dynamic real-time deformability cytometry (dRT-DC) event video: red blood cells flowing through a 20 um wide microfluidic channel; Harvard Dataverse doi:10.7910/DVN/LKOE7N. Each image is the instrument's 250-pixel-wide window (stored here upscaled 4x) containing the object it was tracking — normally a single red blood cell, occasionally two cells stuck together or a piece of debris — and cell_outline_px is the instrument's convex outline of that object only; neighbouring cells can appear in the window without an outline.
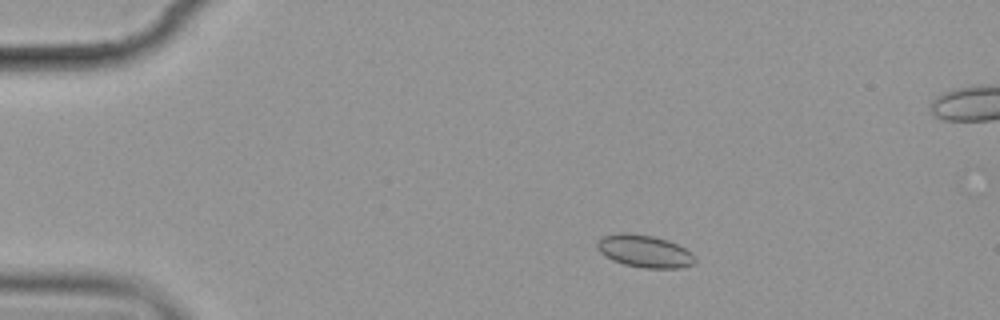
{"species": "common noctule bat (a hibernating species)", "species_latin": "Nyctalus noctula", "temperature_condition": "cold", "stored_images_in_passage": 4, "camera_frame_rate_fps": 3000, "um_per_image_px": 0.085, "animal": {"sex": "female", "body_mass_g": 19.9}, "frame": {"image": 1, "passage_image": 2, "time_ms": 1.0, "image_size_px": [1000, 320], "cell_outline_px": [[696, 260], [692, 264], [680, 268], [644, 268], [624, 264], [612, 260], [604, 256], [596, 248], [596, 240], [604, 236], [652, 236], [668, 240], [684, 248], [696, 256]], "centroid_in_image_um": [54.81, 21.41], "position_along_channel_um": 30.2, "area_um2": 17.8}}